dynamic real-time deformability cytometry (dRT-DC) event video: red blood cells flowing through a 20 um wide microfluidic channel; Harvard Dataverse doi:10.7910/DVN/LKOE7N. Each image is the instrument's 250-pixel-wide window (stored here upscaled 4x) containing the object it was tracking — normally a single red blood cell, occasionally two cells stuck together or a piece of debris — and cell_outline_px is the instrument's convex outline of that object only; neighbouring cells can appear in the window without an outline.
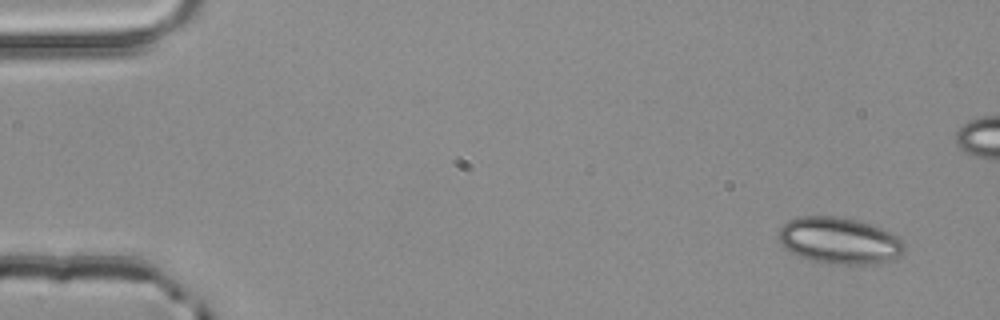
{"species": "common noctule bat (a hibernating species)", "species_latin": "Nyctalus noctula", "temperature_condition": "room temperature", "stored_images_in_passage": 4, "camera_frame_rate_fps": 3000, "um_per_image_px": 0.085, "animal": {"sex": "male", "body_mass_g": 20.4}, "frame": {"image": 1, "passage_image": 4, "time_ms": 1.0, "image_size_px": [1000, 320], "cell_outline_px": [[904, 252], [900, 256], [876, 264], [832, 264], [812, 260], [800, 256], [784, 248], [780, 244], [780, 228], [788, 220], [800, 216], [832, 216], [856, 220], [872, 224], [900, 236], [904, 240]], "centroid_in_image_um": [71.38, 20.45], "position_along_channel_um": 13.6, "area_um2": 34.16}}